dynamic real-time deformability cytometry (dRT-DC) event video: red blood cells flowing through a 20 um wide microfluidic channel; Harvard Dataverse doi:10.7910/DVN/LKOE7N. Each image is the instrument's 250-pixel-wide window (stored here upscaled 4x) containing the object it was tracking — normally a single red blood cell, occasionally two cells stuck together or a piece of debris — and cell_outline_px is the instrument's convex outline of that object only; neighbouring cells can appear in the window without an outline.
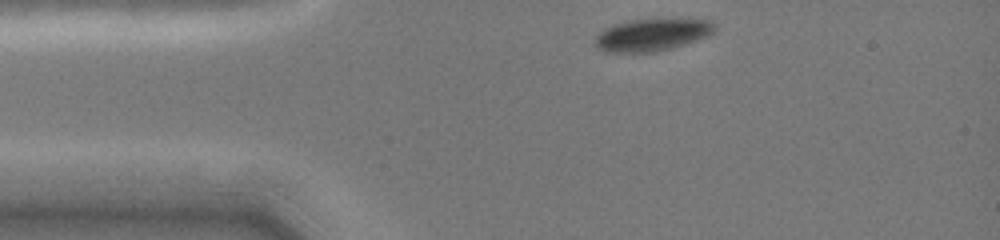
{"species": "common noctule bat (a hibernating species)", "species_latin": "Nyctalus noctula", "temperature_condition": "cold", "stored_images_in_passage": 52, "camera_frame_rate_fps": 3000, "um_per_image_px": 0.085, "animal": {"sex": "female", "body_mass_g": 19.0, "forearm_length_mm": 51.5}, "frame": {"image": 1, "passage_image": 1, "time_ms": 0.0, "image_size_px": [1000, 240], "cell_outline_px": [[716, 28], [712, 32], [704, 36], [656, 52], [604, 52], [596, 48], [596, 36], [604, 28], [612, 24], [628, 20], [656, 16], [708, 20], [716, 24]], "centroid_in_image_um": [55.37, 2.89], "position_along_channel_um": 29.6, "area_um2": 22.95}}
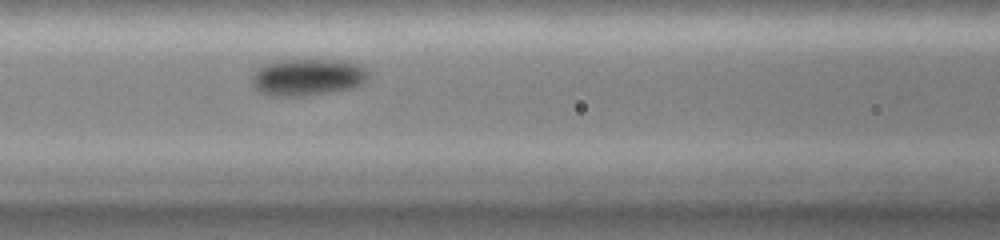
{"frame": {"image": 2, "passage_image": 12, "time_ms": 3.667, "image_size_px": [1000, 240], "cell_outline_px": [[368, 76], [360, 84], [348, 88], [328, 92], [304, 96], [276, 96], [260, 92], [252, 84], [252, 76], [264, 64], [276, 60], [344, 60], [356, 64], [364, 68], [368, 72]], "centroid_in_image_um": [26.11, 6.55], "position_along_channel_um": 140.5, "area_um2": 24.62}}
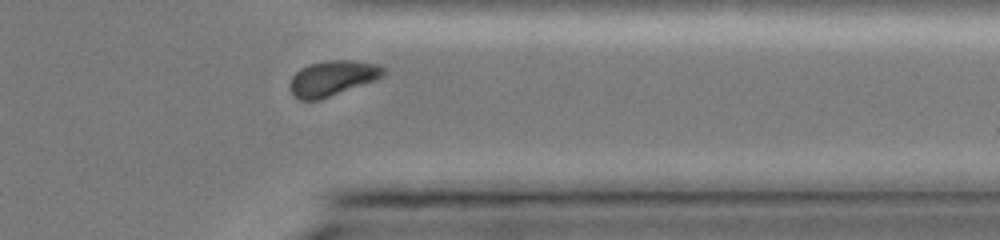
{"frame": {"image": 3, "passage_image": 42, "time_ms": 9.667, "image_size_px": [1000, 240], "cell_outline_px": [[384, 76], [320, 100], [300, 100], [292, 96], [288, 88], [288, 84], [292, 76], [300, 68], [308, 64], [328, 60], [352, 60], [376, 64], [384, 68]], "centroid_in_image_um": [28.18, 6.65], "position_along_channel_um": 383.2, "area_um2": 19.25}, "authors_computed_cell_mechanics": {"area_um2": 21.2704, "velocity_mm_per_s": 4.0441, "shape_relaxation_time_tau1_ms": 2.8664, "shape_relaxation_time_tau2_ms": null, "deformation_change_tau1": 0.0694, "deformation_change_tau2": null}}